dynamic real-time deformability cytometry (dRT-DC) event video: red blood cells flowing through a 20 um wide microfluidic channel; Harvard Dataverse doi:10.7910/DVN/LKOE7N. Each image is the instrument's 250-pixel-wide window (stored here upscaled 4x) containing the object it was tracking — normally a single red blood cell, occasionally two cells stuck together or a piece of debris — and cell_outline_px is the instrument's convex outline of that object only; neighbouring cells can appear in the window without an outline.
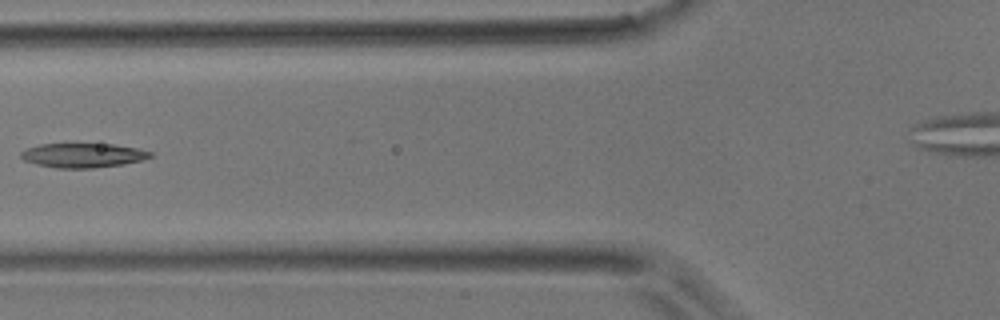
{"species": "common noctule bat (a hibernating species)", "species_latin": "Nyctalus noctula", "temperature_condition": "room temperature", "stored_images_in_passage": 4, "camera_frame_rate_fps": 3000, "um_per_image_px": 0.085, "animal": {"sex": "male", "body_mass_g": 17.9}, "frame": {"image": 1, "passage_image": 4, "time_ms": 1.0, "image_size_px": [1000, 320], "cell_outline_px": [[156, 156], [124, 164], [92, 168], [56, 168], [36, 164], [24, 160], [20, 156], [20, 152], [28, 148], [40, 144], [112, 144], [136, 148], [152, 152]], "centroid_in_image_um": [7.06, 13.2], "position_along_channel_um": 118.7, "area_um2": 18.32}}